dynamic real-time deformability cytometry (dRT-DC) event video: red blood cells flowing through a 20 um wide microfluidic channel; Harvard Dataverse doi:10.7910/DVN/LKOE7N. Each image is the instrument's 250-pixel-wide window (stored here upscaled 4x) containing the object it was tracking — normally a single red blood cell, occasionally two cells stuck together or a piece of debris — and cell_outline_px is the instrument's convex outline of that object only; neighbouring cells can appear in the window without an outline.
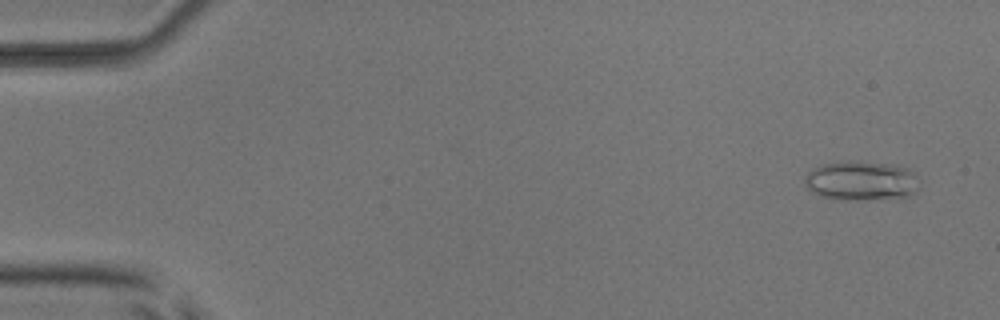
{"species": "common noctule bat (a hibernating species)", "species_latin": "Nyctalus noctula", "temperature_condition": "room temperature", "stored_images_in_passage": 6, "camera_frame_rate_fps": 3000, "um_per_image_px": 0.085, "animal": {"sex": "male", "body_mass_g": 17.9, "forearm_length_mm": 54.2}, "frame": {"image": 1, "passage_image": 1, "time_ms": 0.0, "image_size_px": [1000, 320], "cell_outline_px": [[920, 188], [916, 192], [908, 196], [896, 200], [836, 200], [820, 196], [812, 192], [804, 184], [804, 176], [808, 172], [824, 164], [848, 160], [860, 160], [892, 164], [908, 168], [916, 176]], "centroid_in_image_um": [73.24, 15.39], "position_along_channel_um": 11.8, "area_um2": 27.28}}
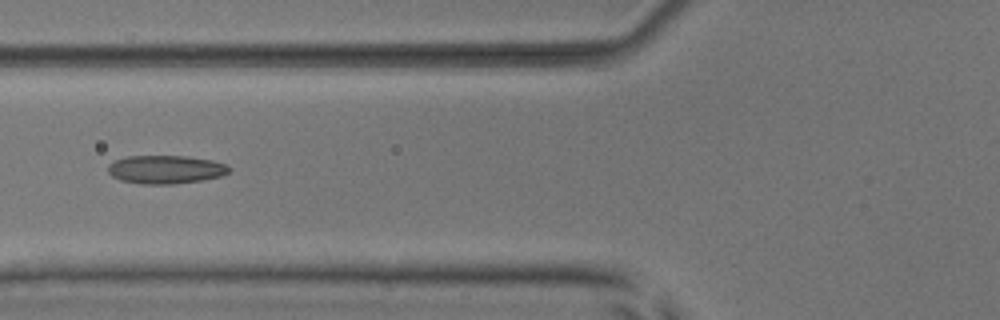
{"frame": {"image": 2, "passage_image": 6, "time_ms": 6.0, "image_size_px": [1000, 320], "cell_outline_px": [[232, 168], [228, 172], [220, 176], [204, 180], [172, 184], [140, 184], [120, 180], [112, 176], [108, 172], [108, 164], [116, 160], [128, 156], [188, 156], [212, 160], [228, 164]], "centroid_in_image_um": [14.1, 14.4], "position_along_channel_um": 111.7, "area_um2": 20.17}}